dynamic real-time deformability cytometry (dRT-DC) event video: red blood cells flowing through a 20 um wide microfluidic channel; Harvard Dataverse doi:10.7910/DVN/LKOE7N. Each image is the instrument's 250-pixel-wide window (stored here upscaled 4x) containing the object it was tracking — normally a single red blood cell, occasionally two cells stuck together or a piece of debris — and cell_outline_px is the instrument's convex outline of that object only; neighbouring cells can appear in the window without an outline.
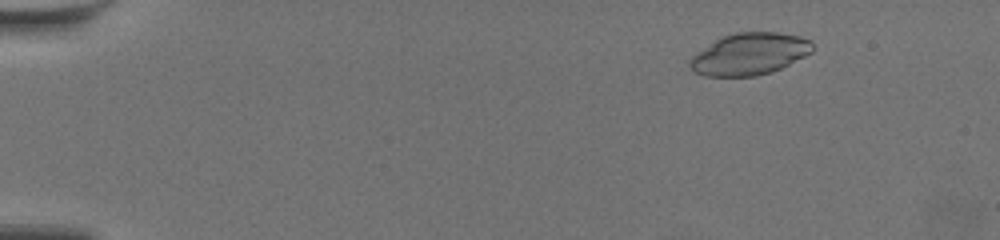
{"species": "common noctule bat (a hibernating species)", "species_latin": "Nyctalus noctula", "temperature_condition": "warm", "stored_images_in_passage": 61, "camera_frame_rate_fps": 3000, "um_per_image_px": 0.085, "animal": {"sex": "female", "body_mass_g": 19.5, "forearm_length_mm": 54.1}, "frame": {"image": 1, "passage_image": 9, "time_ms": 2.667, "image_size_px": [1000, 240], "cell_outline_px": [[816, 48], [812, 52], [772, 72], [756, 76], [704, 76], [696, 72], [688, 64], [688, 60], [696, 52], [720, 36], [736, 32], [776, 32], [800, 36], [812, 40]], "centroid_in_image_um": [63.71, 4.57], "position_along_channel_um": 21.3, "area_um2": 30.17}}